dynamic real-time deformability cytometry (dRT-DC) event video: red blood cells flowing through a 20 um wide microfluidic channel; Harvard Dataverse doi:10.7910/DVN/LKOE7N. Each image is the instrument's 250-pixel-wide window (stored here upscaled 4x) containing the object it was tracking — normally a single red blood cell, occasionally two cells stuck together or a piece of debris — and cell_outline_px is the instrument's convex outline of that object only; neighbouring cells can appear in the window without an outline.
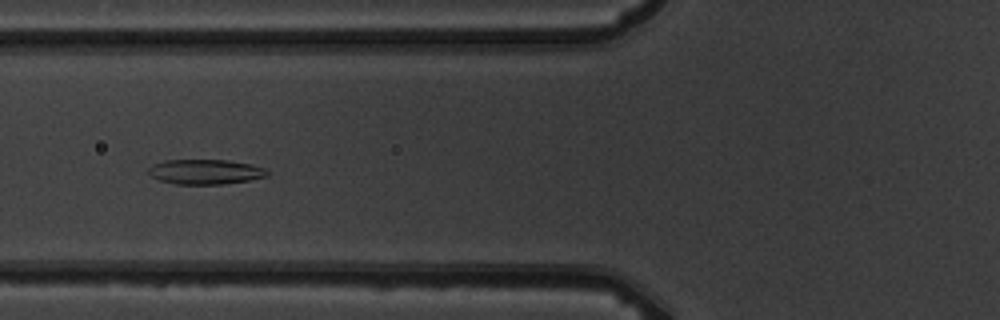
{"species": "common noctule bat (a hibernating species)", "species_latin": "Nyctalus noctula", "temperature_condition": "warm", "stored_images_in_passage": 12, "camera_frame_rate_fps": 3000, "um_per_image_px": 0.085, "animal": {"sex": "male", "body_mass_g": 19.5, "forearm_length_mm": 54.6}, "frame": {"image": 1, "passage_image": 7, "time_ms": 7.0, "image_size_px": [1000, 320], "cell_outline_px": [[268, 176], [248, 180], [220, 184], [176, 184], [160, 180], [152, 176], [148, 172], [148, 168], [152, 164], [164, 160], [228, 160], [252, 164], [264, 168], [268, 172]], "centroid_in_image_um": [17.44, 14.59], "position_along_channel_um": 108.4, "area_um2": 17.17}}
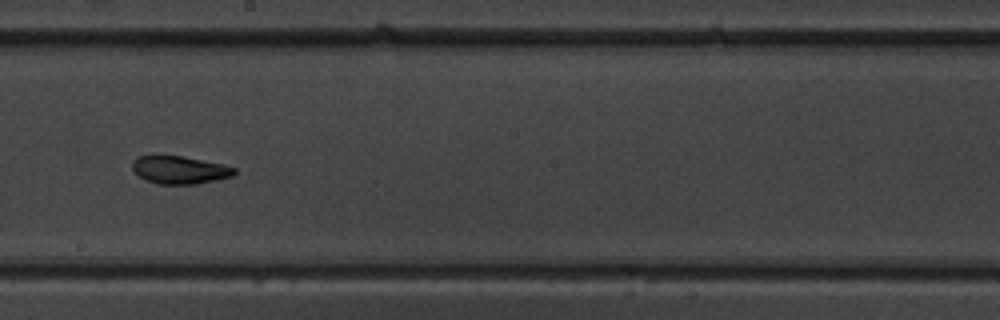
{"frame": {"image": 2, "passage_image": 10, "time_ms": 10.333, "image_size_px": [1000, 320], "cell_outline_px": [[236, 172], [232, 176], [216, 180], [196, 184], [156, 184], [136, 176], [132, 168], [132, 160], [136, 156], [152, 152], [184, 156], [220, 164], [236, 168]], "centroid_in_image_um": [15.14, 14.4], "position_along_channel_um": 233.1, "area_um2": 17.28}}
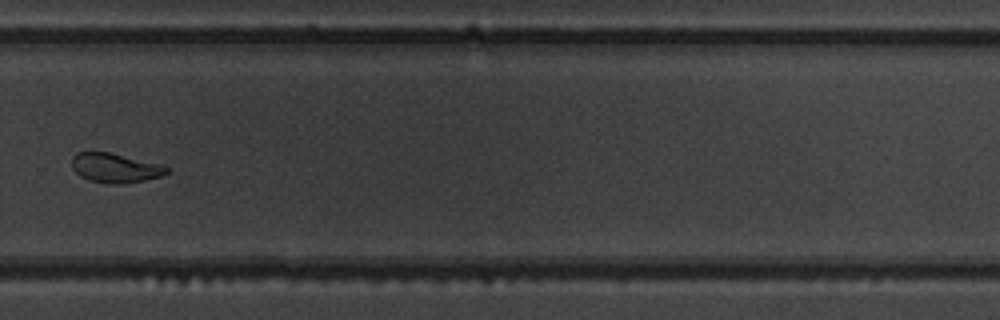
{"frame": {"image": 3, "passage_image": 12, "time_ms": 12.667, "image_size_px": [1000, 320], "cell_outline_px": [[168, 172], [164, 176], [124, 184], [108, 184], [88, 180], [80, 176], [72, 168], [72, 156], [76, 152], [108, 152], [164, 164], [168, 168]], "centroid_in_image_um": [9.81, 14.28], "position_along_channel_um": 320.0, "area_um2": 16.53}}